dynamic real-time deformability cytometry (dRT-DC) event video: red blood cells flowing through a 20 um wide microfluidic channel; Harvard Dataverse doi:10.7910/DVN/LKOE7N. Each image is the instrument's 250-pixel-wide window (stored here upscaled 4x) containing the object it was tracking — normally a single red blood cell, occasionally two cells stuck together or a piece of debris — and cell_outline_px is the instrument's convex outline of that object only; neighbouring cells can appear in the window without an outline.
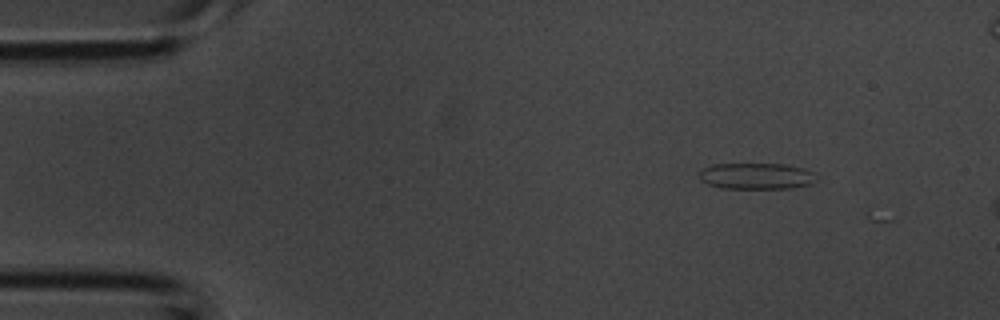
{"species": "common noctule bat (a hibernating species)", "species_latin": "Nyctalus noctula", "temperature_condition": "room temperature", "stored_images_in_passage": 5, "camera_frame_rate_fps": 3000, "um_per_image_px": 0.085, "animal": {"sex": "male", "body_mass_g": 20.1, "forearm_length_mm": 53.5}, "frame": {"image": 1, "passage_image": 4, "time_ms": 1.0, "image_size_px": [1000, 320], "cell_outline_px": [[820, 180], [812, 184], [792, 188], [720, 188], [708, 184], [700, 180], [696, 176], [704, 168], [712, 164], [784, 164], [804, 168], [816, 172], [820, 176]], "centroid_in_image_um": [64.37, 14.97], "position_along_channel_um": 20.6, "area_um2": 18.38}}